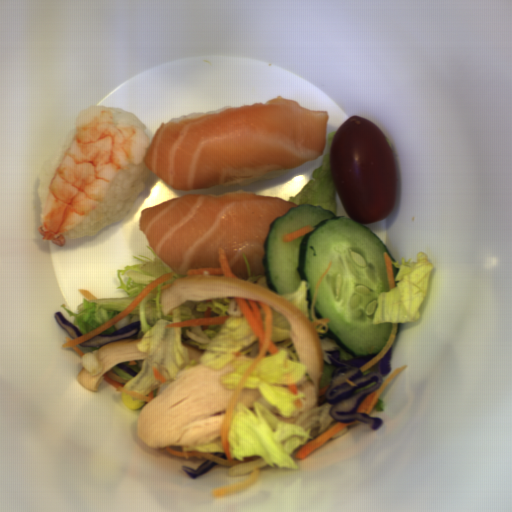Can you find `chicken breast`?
<instances>
[{"mask_svg": "<svg viewBox=\"0 0 512 512\" xmlns=\"http://www.w3.org/2000/svg\"><path fill=\"white\" fill-rule=\"evenodd\" d=\"M237 371L232 362L216 370L198 364L179 374L160 395L143 405L137 433L146 446L198 447L222 437L221 425L235 389L220 377Z\"/></svg>", "mask_w": 512, "mask_h": 512, "instance_id": "chicken-breast-1", "label": "chicken breast"}, {"mask_svg": "<svg viewBox=\"0 0 512 512\" xmlns=\"http://www.w3.org/2000/svg\"><path fill=\"white\" fill-rule=\"evenodd\" d=\"M228 297L258 300L278 311L290 326V340L297 356L306 368V374L296 384L305 395L307 409L319 406V385L325 361L321 339L305 312L274 290L253 282L211 274L187 275L176 279L160 293L158 300L164 315L186 301H199Z\"/></svg>", "mask_w": 512, "mask_h": 512, "instance_id": "chicken-breast-2", "label": "chicken breast"}, {"mask_svg": "<svg viewBox=\"0 0 512 512\" xmlns=\"http://www.w3.org/2000/svg\"><path fill=\"white\" fill-rule=\"evenodd\" d=\"M140 340L137 338H126L101 346L97 350L96 357L102 366V372L98 375H92L82 366L77 375V382L86 389L97 392L101 382L104 380L105 373L110 372L119 363L146 359L147 353L140 352L137 349V344Z\"/></svg>", "mask_w": 512, "mask_h": 512, "instance_id": "chicken-breast-3", "label": "chicken breast"}, {"mask_svg": "<svg viewBox=\"0 0 512 512\" xmlns=\"http://www.w3.org/2000/svg\"><path fill=\"white\" fill-rule=\"evenodd\" d=\"M261 398V393L256 388H242L237 403L245 404L248 409H253V403L258 402Z\"/></svg>", "mask_w": 512, "mask_h": 512, "instance_id": "chicken-breast-4", "label": "chicken breast"}, {"mask_svg": "<svg viewBox=\"0 0 512 512\" xmlns=\"http://www.w3.org/2000/svg\"><path fill=\"white\" fill-rule=\"evenodd\" d=\"M182 345L186 348L190 360H199L204 350L191 346L182 341Z\"/></svg>", "mask_w": 512, "mask_h": 512, "instance_id": "chicken-breast-5", "label": "chicken breast"}]
</instances>
